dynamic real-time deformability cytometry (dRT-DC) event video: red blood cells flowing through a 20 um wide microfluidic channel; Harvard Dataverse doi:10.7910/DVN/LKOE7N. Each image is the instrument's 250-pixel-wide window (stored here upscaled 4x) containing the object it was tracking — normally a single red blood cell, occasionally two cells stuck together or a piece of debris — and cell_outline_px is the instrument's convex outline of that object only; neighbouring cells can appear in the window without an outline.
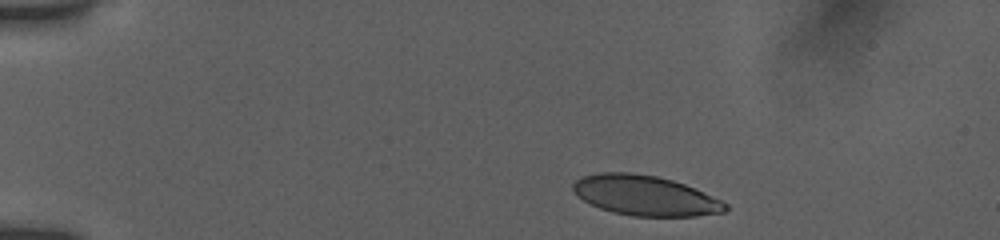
{"species": "human", "species_latin": "Homo sapiens", "temperature_condition": "room temperature", "stored_images_in_passage": 9, "camera_frame_rate_fps": 3000, "um_per_image_px": 0.085, "donor": {"sex": "female"}, "frame": {"image": 1, "passage_image": 1, "time_ms": 0.0, "image_size_px": [1000, 240], "cell_outline_px": [[728, 208], [724, 212], [696, 216], [632, 216], [612, 212], [600, 208], [576, 196], [572, 188], [572, 184], [580, 176], [600, 172], [632, 172], [656, 176], [672, 180], [684, 184], [720, 200], [728, 204]], "centroid_in_image_um": [54.79, 16.61], "position_along_channel_um": 30.2, "area_um2": 35.49}}
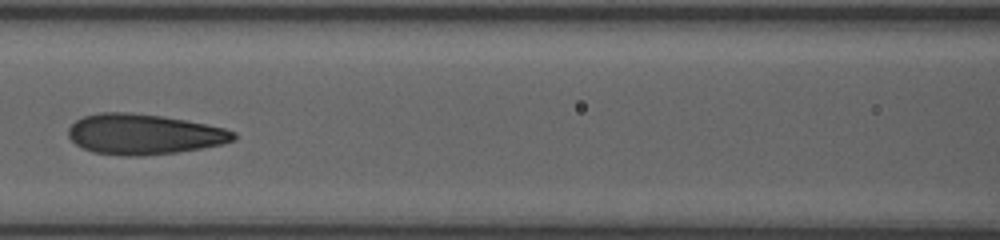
{"frame": {"image": 2, "passage_image": 7, "time_ms": 5.333, "image_size_px": [1000, 240], "cell_outline_px": [[236, 140], [220, 144], [200, 148], [176, 152], [140, 156], [128, 156], [92, 152], [76, 144], [68, 136], [68, 128], [76, 120], [84, 116], [100, 112], [132, 112], [160, 116], [184, 120], [224, 128], [236, 132]], "centroid_in_image_um": [12.2, 11.4], "position_along_channel_um": 154.4, "area_um2": 38.67}}
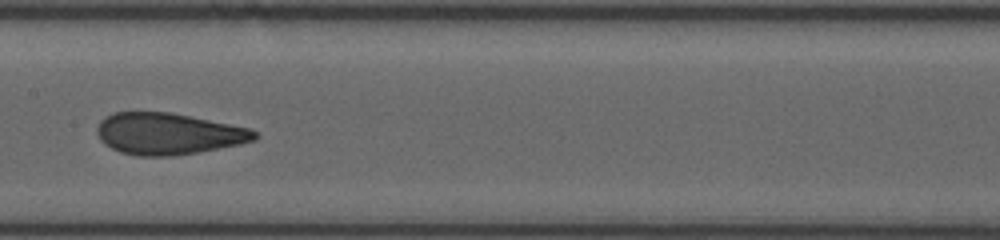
{"frame": {"image": 3, "passage_image": 8, "time_ms": 6.333, "image_size_px": [1000, 240], "cell_outline_px": [[260, 136], [256, 140], [240, 144], [196, 152], [172, 156], [136, 156], [120, 152], [104, 144], [100, 140], [96, 132], [96, 128], [100, 120], [104, 116], [112, 112], [168, 112], [248, 128], [256, 132]], "centroid_in_image_um": [14.24, 11.37], "position_along_channel_um": 193.2, "area_um2": 38.03}}